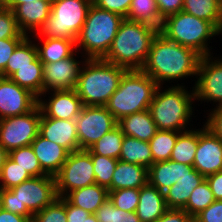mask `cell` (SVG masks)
<instances>
[{
	"instance_id": "cell-11",
	"label": "cell",
	"mask_w": 222,
	"mask_h": 222,
	"mask_svg": "<svg viewBox=\"0 0 222 222\" xmlns=\"http://www.w3.org/2000/svg\"><path fill=\"white\" fill-rule=\"evenodd\" d=\"M40 119L38 104L26 114L0 119V145L8 153L29 146L39 134Z\"/></svg>"
},
{
	"instance_id": "cell-18",
	"label": "cell",
	"mask_w": 222,
	"mask_h": 222,
	"mask_svg": "<svg viewBox=\"0 0 222 222\" xmlns=\"http://www.w3.org/2000/svg\"><path fill=\"white\" fill-rule=\"evenodd\" d=\"M50 99H38V106L46 117L75 120L83 107L75 89L53 91Z\"/></svg>"
},
{
	"instance_id": "cell-36",
	"label": "cell",
	"mask_w": 222,
	"mask_h": 222,
	"mask_svg": "<svg viewBox=\"0 0 222 222\" xmlns=\"http://www.w3.org/2000/svg\"><path fill=\"white\" fill-rule=\"evenodd\" d=\"M214 201V195L205 179L193 190L183 210L188 215L195 217L202 210L208 208Z\"/></svg>"
},
{
	"instance_id": "cell-55",
	"label": "cell",
	"mask_w": 222,
	"mask_h": 222,
	"mask_svg": "<svg viewBox=\"0 0 222 222\" xmlns=\"http://www.w3.org/2000/svg\"><path fill=\"white\" fill-rule=\"evenodd\" d=\"M83 222H98L95 214H90Z\"/></svg>"
},
{
	"instance_id": "cell-40",
	"label": "cell",
	"mask_w": 222,
	"mask_h": 222,
	"mask_svg": "<svg viewBox=\"0 0 222 222\" xmlns=\"http://www.w3.org/2000/svg\"><path fill=\"white\" fill-rule=\"evenodd\" d=\"M98 222H141L136 212L116 208L108 199L95 213Z\"/></svg>"
},
{
	"instance_id": "cell-52",
	"label": "cell",
	"mask_w": 222,
	"mask_h": 222,
	"mask_svg": "<svg viewBox=\"0 0 222 222\" xmlns=\"http://www.w3.org/2000/svg\"><path fill=\"white\" fill-rule=\"evenodd\" d=\"M0 222H31V220L25 216L14 214L3 209L0 213Z\"/></svg>"
},
{
	"instance_id": "cell-51",
	"label": "cell",
	"mask_w": 222,
	"mask_h": 222,
	"mask_svg": "<svg viewBox=\"0 0 222 222\" xmlns=\"http://www.w3.org/2000/svg\"><path fill=\"white\" fill-rule=\"evenodd\" d=\"M90 213L88 211H85L84 209H81L77 206L71 205L66 200V216H67V222H83Z\"/></svg>"
},
{
	"instance_id": "cell-33",
	"label": "cell",
	"mask_w": 222,
	"mask_h": 222,
	"mask_svg": "<svg viewBox=\"0 0 222 222\" xmlns=\"http://www.w3.org/2000/svg\"><path fill=\"white\" fill-rule=\"evenodd\" d=\"M126 19L151 25L158 30L163 23L155 0H132Z\"/></svg>"
},
{
	"instance_id": "cell-45",
	"label": "cell",
	"mask_w": 222,
	"mask_h": 222,
	"mask_svg": "<svg viewBox=\"0 0 222 222\" xmlns=\"http://www.w3.org/2000/svg\"><path fill=\"white\" fill-rule=\"evenodd\" d=\"M195 222H222V201L215 200L194 217Z\"/></svg>"
},
{
	"instance_id": "cell-20",
	"label": "cell",
	"mask_w": 222,
	"mask_h": 222,
	"mask_svg": "<svg viewBox=\"0 0 222 222\" xmlns=\"http://www.w3.org/2000/svg\"><path fill=\"white\" fill-rule=\"evenodd\" d=\"M30 145L38 158L42 170L47 175L55 176L69 155L65 148L45 139L40 134Z\"/></svg>"
},
{
	"instance_id": "cell-2",
	"label": "cell",
	"mask_w": 222,
	"mask_h": 222,
	"mask_svg": "<svg viewBox=\"0 0 222 222\" xmlns=\"http://www.w3.org/2000/svg\"><path fill=\"white\" fill-rule=\"evenodd\" d=\"M158 32L151 25L124 18L103 60L127 70H141Z\"/></svg>"
},
{
	"instance_id": "cell-7",
	"label": "cell",
	"mask_w": 222,
	"mask_h": 222,
	"mask_svg": "<svg viewBox=\"0 0 222 222\" xmlns=\"http://www.w3.org/2000/svg\"><path fill=\"white\" fill-rule=\"evenodd\" d=\"M157 86L156 82L142 70H127L106 108L117 121L133 113L147 110Z\"/></svg>"
},
{
	"instance_id": "cell-16",
	"label": "cell",
	"mask_w": 222,
	"mask_h": 222,
	"mask_svg": "<svg viewBox=\"0 0 222 222\" xmlns=\"http://www.w3.org/2000/svg\"><path fill=\"white\" fill-rule=\"evenodd\" d=\"M71 57L54 63L43 64V94L51 91L73 90L76 88L80 73V63Z\"/></svg>"
},
{
	"instance_id": "cell-32",
	"label": "cell",
	"mask_w": 222,
	"mask_h": 222,
	"mask_svg": "<svg viewBox=\"0 0 222 222\" xmlns=\"http://www.w3.org/2000/svg\"><path fill=\"white\" fill-rule=\"evenodd\" d=\"M198 145V129L179 133L170 160L193 166Z\"/></svg>"
},
{
	"instance_id": "cell-28",
	"label": "cell",
	"mask_w": 222,
	"mask_h": 222,
	"mask_svg": "<svg viewBox=\"0 0 222 222\" xmlns=\"http://www.w3.org/2000/svg\"><path fill=\"white\" fill-rule=\"evenodd\" d=\"M183 11L211 22L222 33V0H183Z\"/></svg>"
},
{
	"instance_id": "cell-39",
	"label": "cell",
	"mask_w": 222,
	"mask_h": 222,
	"mask_svg": "<svg viewBox=\"0 0 222 222\" xmlns=\"http://www.w3.org/2000/svg\"><path fill=\"white\" fill-rule=\"evenodd\" d=\"M94 166L95 183L108 188L117 165L118 159L91 154Z\"/></svg>"
},
{
	"instance_id": "cell-21",
	"label": "cell",
	"mask_w": 222,
	"mask_h": 222,
	"mask_svg": "<svg viewBox=\"0 0 222 222\" xmlns=\"http://www.w3.org/2000/svg\"><path fill=\"white\" fill-rule=\"evenodd\" d=\"M172 187L164 192L168 209H184L193 190L201 184L205 177L198 173L193 166Z\"/></svg>"
},
{
	"instance_id": "cell-34",
	"label": "cell",
	"mask_w": 222,
	"mask_h": 222,
	"mask_svg": "<svg viewBox=\"0 0 222 222\" xmlns=\"http://www.w3.org/2000/svg\"><path fill=\"white\" fill-rule=\"evenodd\" d=\"M124 136V133L117 125L91 146L88 151L91 154L119 159Z\"/></svg>"
},
{
	"instance_id": "cell-26",
	"label": "cell",
	"mask_w": 222,
	"mask_h": 222,
	"mask_svg": "<svg viewBox=\"0 0 222 222\" xmlns=\"http://www.w3.org/2000/svg\"><path fill=\"white\" fill-rule=\"evenodd\" d=\"M64 198L90 214H95L100 206L109 199L108 189L98 184H92L67 193Z\"/></svg>"
},
{
	"instance_id": "cell-54",
	"label": "cell",
	"mask_w": 222,
	"mask_h": 222,
	"mask_svg": "<svg viewBox=\"0 0 222 222\" xmlns=\"http://www.w3.org/2000/svg\"><path fill=\"white\" fill-rule=\"evenodd\" d=\"M9 156V153L0 145V175L3 168V165Z\"/></svg>"
},
{
	"instance_id": "cell-23",
	"label": "cell",
	"mask_w": 222,
	"mask_h": 222,
	"mask_svg": "<svg viewBox=\"0 0 222 222\" xmlns=\"http://www.w3.org/2000/svg\"><path fill=\"white\" fill-rule=\"evenodd\" d=\"M148 168L143 165L127 163L121 160L117 165L108 191L125 188L141 189L148 183Z\"/></svg>"
},
{
	"instance_id": "cell-10",
	"label": "cell",
	"mask_w": 222,
	"mask_h": 222,
	"mask_svg": "<svg viewBox=\"0 0 222 222\" xmlns=\"http://www.w3.org/2000/svg\"><path fill=\"white\" fill-rule=\"evenodd\" d=\"M54 177L58 197H64L73 190L95 184L91 153L81 149L69 153L67 160Z\"/></svg>"
},
{
	"instance_id": "cell-43",
	"label": "cell",
	"mask_w": 222,
	"mask_h": 222,
	"mask_svg": "<svg viewBox=\"0 0 222 222\" xmlns=\"http://www.w3.org/2000/svg\"><path fill=\"white\" fill-rule=\"evenodd\" d=\"M27 35L23 33L17 24L14 12L7 7L0 5V39L7 38H25Z\"/></svg>"
},
{
	"instance_id": "cell-6",
	"label": "cell",
	"mask_w": 222,
	"mask_h": 222,
	"mask_svg": "<svg viewBox=\"0 0 222 222\" xmlns=\"http://www.w3.org/2000/svg\"><path fill=\"white\" fill-rule=\"evenodd\" d=\"M124 18L94 4L88 9L86 20L76 38V49H84L85 59H103L113 43Z\"/></svg>"
},
{
	"instance_id": "cell-46",
	"label": "cell",
	"mask_w": 222,
	"mask_h": 222,
	"mask_svg": "<svg viewBox=\"0 0 222 222\" xmlns=\"http://www.w3.org/2000/svg\"><path fill=\"white\" fill-rule=\"evenodd\" d=\"M23 39L24 38L0 39V73L6 68L8 59Z\"/></svg>"
},
{
	"instance_id": "cell-48",
	"label": "cell",
	"mask_w": 222,
	"mask_h": 222,
	"mask_svg": "<svg viewBox=\"0 0 222 222\" xmlns=\"http://www.w3.org/2000/svg\"><path fill=\"white\" fill-rule=\"evenodd\" d=\"M160 16L164 19L183 10V0H155Z\"/></svg>"
},
{
	"instance_id": "cell-31",
	"label": "cell",
	"mask_w": 222,
	"mask_h": 222,
	"mask_svg": "<svg viewBox=\"0 0 222 222\" xmlns=\"http://www.w3.org/2000/svg\"><path fill=\"white\" fill-rule=\"evenodd\" d=\"M29 36H26L15 48L8 59L6 68L0 73L1 77L10 78L20 67L32 66V62L38 57L36 44Z\"/></svg>"
},
{
	"instance_id": "cell-49",
	"label": "cell",
	"mask_w": 222,
	"mask_h": 222,
	"mask_svg": "<svg viewBox=\"0 0 222 222\" xmlns=\"http://www.w3.org/2000/svg\"><path fill=\"white\" fill-rule=\"evenodd\" d=\"M156 222H194V217L182 209H167Z\"/></svg>"
},
{
	"instance_id": "cell-4",
	"label": "cell",
	"mask_w": 222,
	"mask_h": 222,
	"mask_svg": "<svg viewBox=\"0 0 222 222\" xmlns=\"http://www.w3.org/2000/svg\"><path fill=\"white\" fill-rule=\"evenodd\" d=\"M3 209L32 221L33 214L50 205L56 198L55 177H32L11 189H0Z\"/></svg>"
},
{
	"instance_id": "cell-35",
	"label": "cell",
	"mask_w": 222,
	"mask_h": 222,
	"mask_svg": "<svg viewBox=\"0 0 222 222\" xmlns=\"http://www.w3.org/2000/svg\"><path fill=\"white\" fill-rule=\"evenodd\" d=\"M180 132L158 130L149 141L153 156V163L170 159L172 150L176 144Z\"/></svg>"
},
{
	"instance_id": "cell-14",
	"label": "cell",
	"mask_w": 222,
	"mask_h": 222,
	"mask_svg": "<svg viewBox=\"0 0 222 222\" xmlns=\"http://www.w3.org/2000/svg\"><path fill=\"white\" fill-rule=\"evenodd\" d=\"M193 167L204 177L222 171V141L205 124L198 129Z\"/></svg>"
},
{
	"instance_id": "cell-3",
	"label": "cell",
	"mask_w": 222,
	"mask_h": 222,
	"mask_svg": "<svg viewBox=\"0 0 222 222\" xmlns=\"http://www.w3.org/2000/svg\"><path fill=\"white\" fill-rule=\"evenodd\" d=\"M82 64L75 90L83 106H106L127 69L103 59H86Z\"/></svg>"
},
{
	"instance_id": "cell-25",
	"label": "cell",
	"mask_w": 222,
	"mask_h": 222,
	"mask_svg": "<svg viewBox=\"0 0 222 222\" xmlns=\"http://www.w3.org/2000/svg\"><path fill=\"white\" fill-rule=\"evenodd\" d=\"M117 125L124 135L145 142H149L158 131L149 109L125 116L118 121Z\"/></svg>"
},
{
	"instance_id": "cell-9",
	"label": "cell",
	"mask_w": 222,
	"mask_h": 222,
	"mask_svg": "<svg viewBox=\"0 0 222 222\" xmlns=\"http://www.w3.org/2000/svg\"><path fill=\"white\" fill-rule=\"evenodd\" d=\"M90 6L86 0H52L50 15L34 36L76 40Z\"/></svg>"
},
{
	"instance_id": "cell-27",
	"label": "cell",
	"mask_w": 222,
	"mask_h": 222,
	"mask_svg": "<svg viewBox=\"0 0 222 222\" xmlns=\"http://www.w3.org/2000/svg\"><path fill=\"white\" fill-rule=\"evenodd\" d=\"M43 40L42 46L36 44L38 57L43 64L63 60L78 52L76 40L67 38H44Z\"/></svg>"
},
{
	"instance_id": "cell-41",
	"label": "cell",
	"mask_w": 222,
	"mask_h": 222,
	"mask_svg": "<svg viewBox=\"0 0 222 222\" xmlns=\"http://www.w3.org/2000/svg\"><path fill=\"white\" fill-rule=\"evenodd\" d=\"M31 222H67L66 199L56 198L50 205L34 213Z\"/></svg>"
},
{
	"instance_id": "cell-30",
	"label": "cell",
	"mask_w": 222,
	"mask_h": 222,
	"mask_svg": "<svg viewBox=\"0 0 222 222\" xmlns=\"http://www.w3.org/2000/svg\"><path fill=\"white\" fill-rule=\"evenodd\" d=\"M20 87L28 89L38 99L43 94V63L37 57L32 66H24L10 77Z\"/></svg>"
},
{
	"instance_id": "cell-13",
	"label": "cell",
	"mask_w": 222,
	"mask_h": 222,
	"mask_svg": "<svg viewBox=\"0 0 222 222\" xmlns=\"http://www.w3.org/2000/svg\"><path fill=\"white\" fill-rule=\"evenodd\" d=\"M212 57H201L193 90L195 100L218 102L217 108L222 106V58L213 61Z\"/></svg>"
},
{
	"instance_id": "cell-57",
	"label": "cell",
	"mask_w": 222,
	"mask_h": 222,
	"mask_svg": "<svg viewBox=\"0 0 222 222\" xmlns=\"http://www.w3.org/2000/svg\"><path fill=\"white\" fill-rule=\"evenodd\" d=\"M87 2H89L90 4H94L96 0H86Z\"/></svg>"
},
{
	"instance_id": "cell-5",
	"label": "cell",
	"mask_w": 222,
	"mask_h": 222,
	"mask_svg": "<svg viewBox=\"0 0 222 222\" xmlns=\"http://www.w3.org/2000/svg\"><path fill=\"white\" fill-rule=\"evenodd\" d=\"M169 87L161 91L162 86H157L149 111L157 125L158 130L186 131L193 114L192 104L195 100L194 90L190 93L185 86Z\"/></svg>"
},
{
	"instance_id": "cell-37",
	"label": "cell",
	"mask_w": 222,
	"mask_h": 222,
	"mask_svg": "<svg viewBox=\"0 0 222 222\" xmlns=\"http://www.w3.org/2000/svg\"><path fill=\"white\" fill-rule=\"evenodd\" d=\"M9 157L32 177L47 175L41 168L31 145L11 150Z\"/></svg>"
},
{
	"instance_id": "cell-38",
	"label": "cell",
	"mask_w": 222,
	"mask_h": 222,
	"mask_svg": "<svg viewBox=\"0 0 222 222\" xmlns=\"http://www.w3.org/2000/svg\"><path fill=\"white\" fill-rule=\"evenodd\" d=\"M30 178L32 176L8 156L0 175V189H11Z\"/></svg>"
},
{
	"instance_id": "cell-1",
	"label": "cell",
	"mask_w": 222,
	"mask_h": 222,
	"mask_svg": "<svg viewBox=\"0 0 222 222\" xmlns=\"http://www.w3.org/2000/svg\"><path fill=\"white\" fill-rule=\"evenodd\" d=\"M200 59L194 50L170 41L158 32L141 70L161 86L165 81L197 76Z\"/></svg>"
},
{
	"instance_id": "cell-22",
	"label": "cell",
	"mask_w": 222,
	"mask_h": 222,
	"mask_svg": "<svg viewBox=\"0 0 222 222\" xmlns=\"http://www.w3.org/2000/svg\"><path fill=\"white\" fill-rule=\"evenodd\" d=\"M191 165L181 164L172 160L153 163L148 168V182L164 193L172 187Z\"/></svg>"
},
{
	"instance_id": "cell-53",
	"label": "cell",
	"mask_w": 222,
	"mask_h": 222,
	"mask_svg": "<svg viewBox=\"0 0 222 222\" xmlns=\"http://www.w3.org/2000/svg\"><path fill=\"white\" fill-rule=\"evenodd\" d=\"M32 1L36 0H1V4L8 9L13 10L17 5L24 4V3H31Z\"/></svg>"
},
{
	"instance_id": "cell-19",
	"label": "cell",
	"mask_w": 222,
	"mask_h": 222,
	"mask_svg": "<svg viewBox=\"0 0 222 222\" xmlns=\"http://www.w3.org/2000/svg\"><path fill=\"white\" fill-rule=\"evenodd\" d=\"M51 3L52 0H36L17 5L12 11L19 29L27 36L29 33H36L49 17Z\"/></svg>"
},
{
	"instance_id": "cell-29",
	"label": "cell",
	"mask_w": 222,
	"mask_h": 222,
	"mask_svg": "<svg viewBox=\"0 0 222 222\" xmlns=\"http://www.w3.org/2000/svg\"><path fill=\"white\" fill-rule=\"evenodd\" d=\"M118 160L149 168L153 164V156L149 142L125 135Z\"/></svg>"
},
{
	"instance_id": "cell-47",
	"label": "cell",
	"mask_w": 222,
	"mask_h": 222,
	"mask_svg": "<svg viewBox=\"0 0 222 222\" xmlns=\"http://www.w3.org/2000/svg\"><path fill=\"white\" fill-rule=\"evenodd\" d=\"M205 125L222 141V106L212 109Z\"/></svg>"
},
{
	"instance_id": "cell-8",
	"label": "cell",
	"mask_w": 222,
	"mask_h": 222,
	"mask_svg": "<svg viewBox=\"0 0 222 222\" xmlns=\"http://www.w3.org/2000/svg\"><path fill=\"white\" fill-rule=\"evenodd\" d=\"M165 38L190 48L201 57L212 55L208 46L210 38L221 32L209 21H205L183 10L163 19L159 30Z\"/></svg>"
},
{
	"instance_id": "cell-50",
	"label": "cell",
	"mask_w": 222,
	"mask_h": 222,
	"mask_svg": "<svg viewBox=\"0 0 222 222\" xmlns=\"http://www.w3.org/2000/svg\"><path fill=\"white\" fill-rule=\"evenodd\" d=\"M215 200L222 201V171L216 172L205 177Z\"/></svg>"
},
{
	"instance_id": "cell-24",
	"label": "cell",
	"mask_w": 222,
	"mask_h": 222,
	"mask_svg": "<svg viewBox=\"0 0 222 222\" xmlns=\"http://www.w3.org/2000/svg\"><path fill=\"white\" fill-rule=\"evenodd\" d=\"M164 193L149 182L140 189L136 214L141 222H156L167 210Z\"/></svg>"
},
{
	"instance_id": "cell-42",
	"label": "cell",
	"mask_w": 222,
	"mask_h": 222,
	"mask_svg": "<svg viewBox=\"0 0 222 222\" xmlns=\"http://www.w3.org/2000/svg\"><path fill=\"white\" fill-rule=\"evenodd\" d=\"M109 192V200L116 208L126 212H136L139 204L140 189L125 188Z\"/></svg>"
},
{
	"instance_id": "cell-17",
	"label": "cell",
	"mask_w": 222,
	"mask_h": 222,
	"mask_svg": "<svg viewBox=\"0 0 222 222\" xmlns=\"http://www.w3.org/2000/svg\"><path fill=\"white\" fill-rule=\"evenodd\" d=\"M39 134L45 139L65 148L69 153L79 150L75 120L46 117L41 112Z\"/></svg>"
},
{
	"instance_id": "cell-15",
	"label": "cell",
	"mask_w": 222,
	"mask_h": 222,
	"mask_svg": "<svg viewBox=\"0 0 222 222\" xmlns=\"http://www.w3.org/2000/svg\"><path fill=\"white\" fill-rule=\"evenodd\" d=\"M37 104L38 98L28 89L0 76V119L26 114Z\"/></svg>"
},
{
	"instance_id": "cell-56",
	"label": "cell",
	"mask_w": 222,
	"mask_h": 222,
	"mask_svg": "<svg viewBox=\"0 0 222 222\" xmlns=\"http://www.w3.org/2000/svg\"><path fill=\"white\" fill-rule=\"evenodd\" d=\"M2 210H3V205H2L1 198H0V213H1Z\"/></svg>"
},
{
	"instance_id": "cell-12",
	"label": "cell",
	"mask_w": 222,
	"mask_h": 222,
	"mask_svg": "<svg viewBox=\"0 0 222 222\" xmlns=\"http://www.w3.org/2000/svg\"><path fill=\"white\" fill-rule=\"evenodd\" d=\"M75 122L79 150H88L118 124L106 106H83Z\"/></svg>"
},
{
	"instance_id": "cell-44",
	"label": "cell",
	"mask_w": 222,
	"mask_h": 222,
	"mask_svg": "<svg viewBox=\"0 0 222 222\" xmlns=\"http://www.w3.org/2000/svg\"><path fill=\"white\" fill-rule=\"evenodd\" d=\"M132 0H96L94 5L127 18Z\"/></svg>"
}]
</instances>
